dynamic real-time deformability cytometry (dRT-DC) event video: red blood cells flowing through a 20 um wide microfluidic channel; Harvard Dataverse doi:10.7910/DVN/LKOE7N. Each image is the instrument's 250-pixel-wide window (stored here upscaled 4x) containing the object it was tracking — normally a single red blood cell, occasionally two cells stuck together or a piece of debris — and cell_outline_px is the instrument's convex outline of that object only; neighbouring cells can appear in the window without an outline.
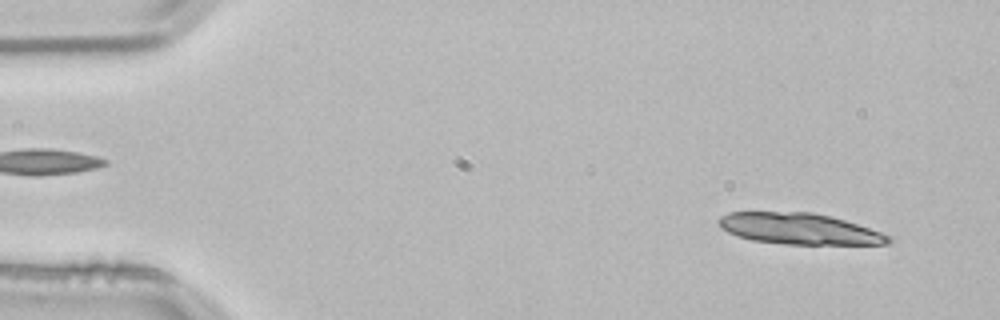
{"species": "common noctule bat (a hibernating species)", "species_latin": "Nyctalus noctula", "temperature_condition": "room temperature", "stored_images_in_passage": 31, "segment_of_instrument_passage": [1, 2], "camera_frame_rate_fps": 3000, "um_per_image_px": 0.085, "animal": {"sex": "male", "body_mass_g": 21.5, "forearm_length_mm": 52.0}, "frame": {"image": 1, "passage_image": 4, "time_ms": 1.0, "image_size_px": [1000, 320], "cell_outline_px": [[892, 240], [888, 244], [784, 244], [752, 240], [728, 232], [720, 228], [716, 220], [720, 216], [728, 212], [812, 212], [832, 216], [892, 236]], "centroid_in_image_um": [67.91, 19.44], "position_along_channel_um": 17.1, "area_um2": 30.75}}